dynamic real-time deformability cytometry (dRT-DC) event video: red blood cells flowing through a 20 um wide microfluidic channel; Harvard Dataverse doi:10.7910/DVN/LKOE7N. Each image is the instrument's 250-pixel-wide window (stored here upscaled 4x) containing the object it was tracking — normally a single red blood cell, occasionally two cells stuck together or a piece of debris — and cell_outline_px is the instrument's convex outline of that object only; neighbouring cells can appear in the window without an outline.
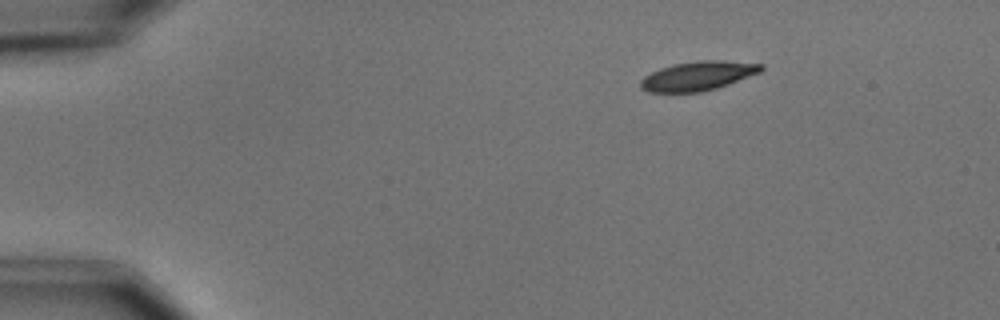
{"species": "common noctule bat (a hibernating species)", "species_latin": "Nyctalus noctula", "temperature_condition": "cold", "stored_images_in_passage": 4, "camera_frame_rate_fps": 3000, "um_per_image_px": 0.085, "animal": {"sex": "male", "body_mass_g": 15.6}, "frame": {"image": 1, "passage_image": 1, "time_ms": 0.0, "image_size_px": [1000, 320], "cell_outline_px": [[764, 68], [760, 72], [728, 84], [716, 88], [700, 92], [648, 92], [640, 88], [640, 80], [644, 76], [660, 68], [672, 64], [700, 60], [720, 60], [764, 64]], "centroid_in_image_um": [59.3, 6.45], "position_along_channel_um": 25.7, "area_um2": 20.46}}
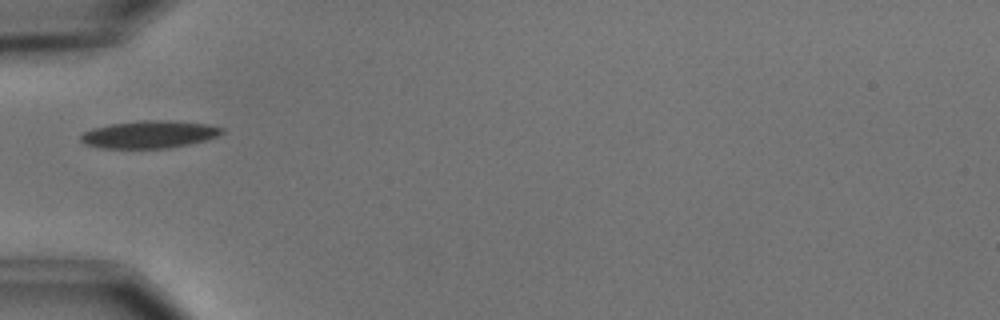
{"frame": {"image": 2, "passage_image": 4, "time_ms": 3.333, "image_size_px": [1000, 320], "cell_outline_px": [[224, 132], [216, 136], [204, 140], [188, 144], [168, 148], [100, 148], [84, 144], [80, 140], [80, 136], [84, 132], [92, 128], [112, 124], [140, 120], [168, 120], [208, 124], [224, 128]], "centroid_in_image_um": [12.67, 11.42], "position_along_channel_um": 72.3, "area_um2": 22.54}}